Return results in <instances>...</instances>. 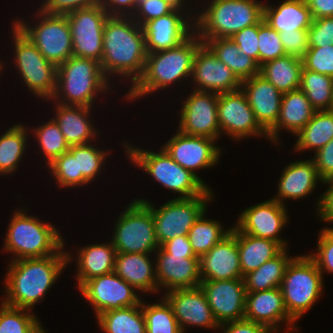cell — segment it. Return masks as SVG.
<instances>
[{
	"instance_id": "cell-1",
	"label": "cell",
	"mask_w": 333,
	"mask_h": 333,
	"mask_svg": "<svg viewBox=\"0 0 333 333\" xmlns=\"http://www.w3.org/2000/svg\"><path fill=\"white\" fill-rule=\"evenodd\" d=\"M147 52L145 36L132 16H108L103 28V57L100 62L106 78H130L132 86L141 77ZM109 74V75H108Z\"/></svg>"
},
{
	"instance_id": "cell-2",
	"label": "cell",
	"mask_w": 333,
	"mask_h": 333,
	"mask_svg": "<svg viewBox=\"0 0 333 333\" xmlns=\"http://www.w3.org/2000/svg\"><path fill=\"white\" fill-rule=\"evenodd\" d=\"M50 255L43 258L12 260L7 270L4 288L6 297L1 302L6 305L33 310L45 293L52 288L59 275L73 256ZM4 300V301H3Z\"/></svg>"
},
{
	"instance_id": "cell-3",
	"label": "cell",
	"mask_w": 333,
	"mask_h": 333,
	"mask_svg": "<svg viewBox=\"0 0 333 333\" xmlns=\"http://www.w3.org/2000/svg\"><path fill=\"white\" fill-rule=\"evenodd\" d=\"M203 41L194 32L175 48L147 53L143 74L130 87L126 98L135 100L154 91L165 89L192 75V67L198 48Z\"/></svg>"
},
{
	"instance_id": "cell-4",
	"label": "cell",
	"mask_w": 333,
	"mask_h": 333,
	"mask_svg": "<svg viewBox=\"0 0 333 333\" xmlns=\"http://www.w3.org/2000/svg\"><path fill=\"white\" fill-rule=\"evenodd\" d=\"M8 225L4 250L16 255L12 260L67 255L58 229L37 217L28 216L25 210L15 211Z\"/></svg>"
},
{
	"instance_id": "cell-5",
	"label": "cell",
	"mask_w": 333,
	"mask_h": 333,
	"mask_svg": "<svg viewBox=\"0 0 333 333\" xmlns=\"http://www.w3.org/2000/svg\"><path fill=\"white\" fill-rule=\"evenodd\" d=\"M110 82L99 62L71 56L57 68L56 91L51 100L59 99L57 103L62 105L92 108L97 93H106Z\"/></svg>"
},
{
	"instance_id": "cell-6",
	"label": "cell",
	"mask_w": 333,
	"mask_h": 333,
	"mask_svg": "<svg viewBox=\"0 0 333 333\" xmlns=\"http://www.w3.org/2000/svg\"><path fill=\"white\" fill-rule=\"evenodd\" d=\"M194 17L195 33L200 39L230 38L245 27L264 18V4L256 0H211Z\"/></svg>"
},
{
	"instance_id": "cell-7",
	"label": "cell",
	"mask_w": 333,
	"mask_h": 333,
	"mask_svg": "<svg viewBox=\"0 0 333 333\" xmlns=\"http://www.w3.org/2000/svg\"><path fill=\"white\" fill-rule=\"evenodd\" d=\"M123 144L130 162L132 161L163 187L179 193L176 198L200 196L208 189L194 174L175 162L163 148L158 152H150L130 146L128 143Z\"/></svg>"
},
{
	"instance_id": "cell-8",
	"label": "cell",
	"mask_w": 333,
	"mask_h": 333,
	"mask_svg": "<svg viewBox=\"0 0 333 333\" xmlns=\"http://www.w3.org/2000/svg\"><path fill=\"white\" fill-rule=\"evenodd\" d=\"M323 277L316 263L308 256H295L287 265L280 289L288 315L297 322L323 291Z\"/></svg>"
},
{
	"instance_id": "cell-9",
	"label": "cell",
	"mask_w": 333,
	"mask_h": 333,
	"mask_svg": "<svg viewBox=\"0 0 333 333\" xmlns=\"http://www.w3.org/2000/svg\"><path fill=\"white\" fill-rule=\"evenodd\" d=\"M114 226L111 242L116 253L151 254L160 248L151 209L143 201L132 200Z\"/></svg>"
},
{
	"instance_id": "cell-10",
	"label": "cell",
	"mask_w": 333,
	"mask_h": 333,
	"mask_svg": "<svg viewBox=\"0 0 333 333\" xmlns=\"http://www.w3.org/2000/svg\"><path fill=\"white\" fill-rule=\"evenodd\" d=\"M212 190L208 188L202 195L192 198H175L155 208L148 200L143 201L154 218L155 234L159 245L178 236H187L190 228L200 215L206 211L212 200Z\"/></svg>"
},
{
	"instance_id": "cell-11",
	"label": "cell",
	"mask_w": 333,
	"mask_h": 333,
	"mask_svg": "<svg viewBox=\"0 0 333 333\" xmlns=\"http://www.w3.org/2000/svg\"><path fill=\"white\" fill-rule=\"evenodd\" d=\"M15 65L28 89L46 100L56 91L57 66L49 62L34 43L13 24Z\"/></svg>"
},
{
	"instance_id": "cell-12",
	"label": "cell",
	"mask_w": 333,
	"mask_h": 333,
	"mask_svg": "<svg viewBox=\"0 0 333 333\" xmlns=\"http://www.w3.org/2000/svg\"><path fill=\"white\" fill-rule=\"evenodd\" d=\"M37 13V25L28 26L26 21L19 19L14 22L16 27L28 37L39 52L57 67L73 56L72 35L66 15ZM42 15V16H41Z\"/></svg>"
},
{
	"instance_id": "cell-13",
	"label": "cell",
	"mask_w": 333,
	"mask_h": 333,
	"mask_svg": "<svg viewBox=\"0 0 333 333\" xmlns=\"http://www.w3.org/2000/svg\"><path fill=\"white\" fill-rule=\"evenodd\" d=\"M108 16L101 4L66 14L71 29L73 56L101 62L103 28Z\"/></svg>"
},
{
	"instance_id": "cell-14",
	"label": "cell",
	"mask_w": 333,
	"mask_h": 333,
	"mask_svg": "<svg viewBox=\"0 0 333 333\" xmlns=\"http://www.w3.org/2000/svg\"><path fill=\"white\" fill-rule=\"evenodd\" d=\"M217 113L220 135L225 132L234 140L263 135L268 138V132L256 120L241 88L218 94Z\"/></svg>"
},
{
	"instance_id": "cell-15",
	"label": "cell",
	"mask_w": 333,
	"mask_h": 333,
	"mask_svg": "<svg viewBox=\"0 0 333 333\" xmlns=\"http://www.w3.org/2000/svg\"><path fill=\"white\" fill-rule=\"evenodd\" d=\"M114 271L86 281L80 288L85 299L93 306L96 317L103 312L138 305V293Z\"/></svg>"
},
{
	"instance_id": "cell-16",
	"label": "cell",
	"mask_w": 333,
	"mask_h": 333,
	"mask_svg": "<svg viewBox=\"0 0 333 333\" xmlns=\"http://www.w3.org/2000/svg\"><path fill=\"white\" fill-rule=\"evenodd\" d=\"M183 102L178 130L191 136L219 140L218 94L193 90Z\"/></svg>"
},
{
	"instance_id": "cell-17",
	"label": "cell",
	"mask_w": 333,
	"mask_h": 333,
	"mask_svg": "<svg viewBox=\"0 0 333 333\" xmlns=\"http://www.w3.org/2000/svg\"><path fill=\"white\" fill-rule=\"evenodd\" d=\"M215 141L217 140L187 135L178 130L162 148L175 162L189 170L209 188L197 175L196 169L213 167L219 161L221 149L214 144Z\"/></svg>"
},
{
	"instance_id": "cell-18",
	"label": "cell",
	"mask_w": 333,
	"mask_h": 333,
	"mask_svg": "<svg viewBox=\"0 0 333 333\" xmlns=\"http://www.w3.org/2000/svg\"><path fill=\"white\" fill-rule=\"evenodd\" d=\"M200 287L218 324L244 319L247 291L243 278L201 280Z\"/></svg>"
},
{
	"instance_id": "cell-19",
	"label": "cell",
	"mask_w": 333,
	"mask_h": 333,
	"mask_svg": "<svg viewBox=\"0 0 333 333\" xmlns=\"http://www.w3.org/2000/svg\"><path fill=\"white\" fill-rule=\"evenodd\" d=\"M287 213L285 205L270 199L243 210L235 227L241 233L270 239L286 248L287 242L279 234L289 221Z\"/></svg>"
},
{
	"instance_id": "cell-20",
	"label": "cell",
	"mask_w": 333,
	"mask_h": 333,
	"mask_svg": "<svg viewBox=\"0 0 333 333\" xmlns=\"http://www.w3.org/2000/svg\"><path fill=\"white\" fill-rule=\"evenodd\" d=\"M181 10L182 8L177 7L172 13L142 25L147 53L175 48L194 33V15L191 14L193 19L189 20L190 13L185 16Z\"/></svg>"
},
{
	"instance_id": "cell-21",
	"label": "cell",
	"mask_w": 333,
	"mask_h": 333,
	"mask_svg": "<svg viewBox=\"0 0 333 333\" xmlns=\"http://www.w3.org/2000/svg\"><path fill=\"white\" fill-rule=\"evenodd\" d=\"M191 78L197 85L193 90L216 94L238 90L242 84L237 75L205 43L196 52Z\"/></svg>"
},
{
	"instance_id": "cell-22",
	"label": "cell",
	"mask_w": 333,
	"mask_h": 333,
	"mask_svg": "<svg viewBox=\"0 0 333 333\" xmlns=\"http://www.w3.org/2000/svg\"><path fill=\"white\" fill-rule=\"evenodd\" d=\"M162 298L170 305L183 333L186 325L219 328L200 286L168 291Z\"/></svg>"
},
{
	"instance_id": "cell-23",
	"label": "cell",
	"mask_w": 333,
	"mask_h": 333,
	"mask_svg": "<svg viewBox=\"0 0 333 333\" xmlns=\"http://www.w3.org/2000/svg\"><path fill=\"white\" fill-rule=\"evenodd\" d=\"M201 280H232L243 278L237 247V228L221 239L199 258Z\"/></svg>"
},
{
	"instance_id": "cell-24",
	"label": "cell",
	"mask_w": 333,
	"mask_h": 333,
	"mask_svg": "<svg viewBox=\"0 0 333 333\" xmlns=\"http://www.w3.org/2000/svg\"><path fill=\"white\" fill-rule=\"evenodd\" d=\"M156 278L158 290L193 288L200 286V264L197 256H178L166 253L161 247L156 251Z\"/></svg>"
},
{
	"instance_id": "cell-25",
	"label": "cell",
	"mask_w": 333,
	"mask_h": 333,
	"mask_svg": "<svg viewBox=\"0 0 333 333\" xmlns=\"http://www.w3.org/2000/svg\"><path fill=\"white\" fill-rule=\"evenodd\" d=\"M244 318L264 325L273 333H278L279 323L284 321L287 324V329H290L286 333H291L292 330L297 329L293 325L295 321L285 309L280 287L247 292Z\"/></svg>"
},
{
	"instance_id": "cell-26",
	"label": "cell",
	"mask_w": 333,
	"mask_h": 333,
	"mask_svg": "<svg viewBox=\"0 0 333 333\" xmlns=\"http://www.w3.org/2000/svg\"><path fill=\"white\" fill-rule=\"evenodd\" d=\"M241 89L256 120L268 132L278 121L283 93L260 74L243 80Z\"/></svg>"
},
{
	"instance_id": "cell-27",
	"label": "cell",
	"mask_w": 333,
	"mask_h": 333,
	"mask_svg": "<svg viewBox=\"0 0 333 333\" xmlns=\"http://www.w3.org/2000/svg\"><path fill=\"white\" fill-rule=\"evenodd\" d=\"M317 181L323 182L312 159L289 163L282 171L278 183V195L272 199L281 205H284L285 199H302L312 194L318 184Z\"/></svg>"
},
{
	"instance_id": "cell-28",
	"label": "cell",
	"mask_w": 333,
	"mask_h": 333,
	"mask_svg": "<svg viewBox=\"0 0 333 333\" xmlns=\"http://www.w3.org/2000/svg\"><path fill=\"white\" fill-rule=\"evenodd\" d=\"M315 111L300 88L283 93L279 118L268 131V139L278 143L280 129H286L296 135L312 118Z\"/></svg>"
},
{
	"instance_id": "cell-29",
	"label": "cell",
	"mask_w": 333,
	"mask_h": 333,
	"mask_svg": "<svg viewBox=\"0 0 333 333\" xmlns=\"http://www.w3.org/2000/svg\"><path fill=\"white\" fill-rule=\"evenodd\" d=\"M147 253H116L114 272L135 290L158 291L156 267ZM153 264V265H152Z\"/></svg>"
},
{
	"instance_id": "cell-30",
	"label": "cell",
	"mask_w": 333,
	"mask_h": 333,
	"mask_svg": "<svg viewBox=\"0 0 333 333\" xmlns=\"http://www.w3.org/2000/svg\"><path fill=\"white\" fill-rule=\"evenodd\" d=\"M55 108L54 120L69 146L88 144L96 139L98 131L89 120L92 108L59 103Z\"/></svg>"
},
{
	"instance_id": "cell-31",
	"label": "cell",
	"mask_w": 333,
	"mask_h": 333,
	"mask_svg": "<svg viewBox=\"0 0 333 333\" xmlns=\"http://www.w3.org/2000/svg\"><path fill=\"white\" fill-rule=\"evenodd\" d=\"M263 19L278 33L308 30L313 21L305 0H285L277 8L264 3Z\"/></svg>"
},
{
	"instance_id": "cell-32",
	"label": "cell",
	"mask_w": 333,
	"mask_h": 333,
	"mask_svg": "<svg viewBox=\"0 0 333 333\" xmlns=\"http://www.w3.org/2000/svg\"><path fill=\"white\" fill-rule=\"evenodd\" d=\"M76 280L80 288L86 281L111 273L115 269L116 250L112 242L86 245L77 251Z\"/></svg>"
},
{
	"instance_id": "cell-33",
	"label": "cell",
	"mask_w": 333,
	"mask_h": 333,
	"mask_svg": "<svg viewBox=\"0 0 333 333\" xmlns=\"http://www.w3.org/2000/svg\"><path fill=\"white\" fill-rule=\"evenodd\" d=\"M237 247L242 277L277 256L284 248L270 239L241 233L237 229Z\"/></svg>"
},
{
	"instance_id": "cell-34",
	"label": "cell",
	"mask_w": 333,
	"mask_h": 333,
	"mask_svg": "<svg viewBox=\"0 0 333 333\" xmlns=\"http://www.w3.org/2000/svg\"><path fill=\"white\" fill-rule=\"evenodd\" d=\"M303 60L285 55L266 62L259 67V74L273 84L281 93L300 88Z\"/></svg>"
},
{
	"instance_id": "cell-35",
	"label": "cell",
	"mask_w": 333,
	"mask_h": 333,
	"mask_svg": "<svg viewBox=\"0 0 333 333\" xmlns=\"http://www.w3.org/2000/svg\"><path fill=\"white\" fill-rule=\"evenodd\" d=\"M201 40L241 81L259 74L258 64L251 57L240 52L238 45L231 38Z\"/></svg>"
},
{
	"instance_id": "cell-36",
	"label": "cell",
	"mask_w": 333,
	"mask_h": 333,
	"mask_svg": "<svg viewBox=\"0 0 333 333\" xmlns=\"http://www.w3.org/2000/svg\"><path fill=\"white\" fill-rule=\"evenodd\" d=\"M287 253V248H284L258 269L245 274L243 280L246 291L257 292L280 287L286 267L294 258Z\"/></svg>"
},
{
	"instance_id": "cell-37",
	"label": "cell",
	"mask_w": 333,
	"mask_h": 333,
	"mask_svg": "<svg viewBox=\"0 0 333 333\" xmlns=\"http://www.w3.org/2000/svg\"><path fill=\"white\" fill-rule=\"evenodd\" d=\"M294 136L298 137L294 145L295 151H318L333 138V111H315L307 124Z\"/></svg>"
},
{
	"instance_id": "cell-38",
	"label": "cell",
	"mask_w": 333,
	"mask_h": 333,
	"mask_svg": "<svg viewBox=\"0 0 333 333\" xmlns=\"http://www.w3.org/2000/svg\"><path fill=\"white\" fill-rule=\"evenodd\" d=\"M96 318L104 333H146L141 302L135 306L103 312Z\"/></svg>"
},
{
	"instance_id": "cell-39",
	"label": "cell",
	"mask_w": 333,
	"mask_h": 333,
	"mask_svg": "<svg viewBox=\"0 0 333 333\" xmlns=\"http://www.w3.org/2000/svg\"><path fill=\"white\" fill-rule=\"evenodd\" d=\"M26 132L27 127L18 123L0 136V174L2 176L17 170L27 145Z\"/></svg>"
},
{
	"instance_id": "cell-40",
	"label": "cell",
	"mask_w": 333,
	"mask_h": 333,
	"mask_svg": "<svg viewBox=\"0 0 333 333\" xmlns=\"http://www.w3.org/2000/svg\"><path fill=\"white\" fill-rule=\"evenodd\" d=\"M300 89L316 111L331 110L333 105V77L303 67Z\"/></svg>"
},
{
	"instance_id": "cell-41",
	"label": "cell",
	"mask_w": 333,
	"mask_h": 333,
	"mask_svg": "<svg viewBox=\"0 0 333 333\" xmlns=\"http://www.w3.org/2000/svg\"><path fill=\"white\" fill-rule=\"evenodd\" d=\"M206 211L195 221L194 225L190 228L188 239L197 257L209 252L221 239H223L230 231V229H223L222 224L218 221L207 220Z\"/></svg>"
},
{
	"instance_id": "cell-42",
	"label": "cell",
	"mask_w": 333,
	"mask_h": 333,
	"mask_svg": "<svg viewBox=\"0 0 333 333\" xmlns=\"http://www.w3.org/2000/svg\"><path fill=\"white\" fill-rule=\"evenodd\" d=\"M146 304L141 301L146 321V333H183L168 302Z\"/></svg>"
},
{
	"instance_id": "cell-43",
	"label": "cell",
	"mask_w": 333,
	"mask_h": 333,
	"mask_svg": "<svg viewBox=\"0 0 333 333\" xmlns=\"http://www.w3.org/2000/svg\"><path fill=\"white\" fill-rule=\"evenodd\" d=\"M1 303L0 333H36L42 327L35 314L28 312L30 310Z\"/></svg>"
},
{
	"instance_id": "cell-44",
	"label": "cell",
	"mask_w": 333,
	"mask_h": 333,
	"mask_svg": "<svg viewBox=\"0 0 333 333\" xmlns=\"http://www.w3.org/2000/svg\"><path fill=\"white\" fill-rule=\"evenodd\" d=\"M33 132H35L34 136L39 148L47 158V166L70 149L54 118H51V121L49 120L46 124L36 127Z\"/></svg>"
},
{
	"instance_id": "cell-45",
	"label": "cell",
	"mask_w": 333,
	"mask_h": 333,
	"mask_svg": "<svg viewBox=\"0 0 333 333\" xmlns=\"http://www.w3.org/2000/svg\"><path fill=\"white\" fill-rule=\"evenodd\" d=\"M69 151L74 157H77L78 174H82L88 182L95 180L101 172V167L109 153V151L98 149L91 143L70 146Z\"/></svg>"
},
{
	"instance_id": "cell-46",
	"label": "cell",
	"mask_w": 333,
	"mask_h": 333,
	"mask_svg": "<svg viewBox=\"0 0 333 333\" xmlns=\"http://www.w3.org/2000/svg\"><path fill=\"white\" fill-rule=\"evenodd\" d=\"M48 167L59 187L70 188L89 184L82 174H78L77 157L69 150L57 157Z\"/></svg>"
},
{
	"instance_id": "cell-47",
	"label": "cell",
	"mask_w": 333,
	"mask_h": 333,
	"mask_svg": "<svg viewBox=\"0 0 333 333\" xmlns=\"http://www.w3.org/2000/svg\"><path fill=\"white\" fill-rule=\"evenodd\" d=\"M259 67L286 55L279 33L264 19L258 24Z\"/></svg>"
},
{
	"instance_id": "cell-48",
	"label": "cell",
	"mask_w": 333,
	"mask_h": 333,
	"mask_svg": "<svg viewBox=\"0 0 333 333\" xmlns=\"http://www.w3.org/2000/svg\"><path fill=\"white\" fill-rule=\"evenodd\" d=\"M302 60L305 69L333 77V44L309 47Z\"/></svg>"
},
{
	"instance_id": "cell-49",
	"label": "cell",
	"mask_w": 333,
	"mask_h": 333,
	"mask_svg": "<svg viewBox=\"0 0 333 333\" xmlns=\"http://www.w3.org/2000/svg\"><path fill=\"white\" fill-rule=\"evenodd\" d=\"M318 237V252L308 256L316 263L323 276L324 271L333 272V227L323 228Z\"/></svg>"
},
{
	"instance_id": "cell-50",
	"label": "cell",
	"mask_w": 333,
	"mask_h": 333,
	"mask_svg": "<svg viewBox=\"0 0 333 333\" xmlns=\"http://www.w3.org/2000/svg\"><path fill=\"white\" fill-rule=\"evenodd\" d=\"M176 8L170 0H146L136 8L132 18L142 26L147 21L172 13Z\"/></svg>"
},
{
	"instance_id": "cell-51",
	"label": "cell",
	"mask_w": 333,
	"mask_h": 333,
	"mask_svg": "<svg viewBox=\"0 0 333 333\" xmlns=\"http://www.w3.org/2000/svg\"><path fill=\"white\" fill-rule=\"evenodd\" d=\"M309 47H324L333 44V17L313 19L308 29Z\"/></svg>"
},
{
	"instance_id": "cell-52",
	"label": "cell",
	"mask_w": 333,
	"mask_h": 333,
	"mask_svg": "<svg viewBox=\"0 0 333 333\" xmlns=\"http://www.w3.org/2000/svg\"><path fill=\"white\" fill-rule=\"evenodd\" d=\"M230 38L238 45L240 52L251 57L259 66L258 24L245 27Z\"/></svg>"
},
{
	"instance_id": "cell-53",
	"label": "cell",
	"mask_w": 333,
	"mask_h": 333,
	"mask_svg": "<svg viewBox=\"0 0 333 333\" xmlns=\"http://www.w3.org/2000/svg\"><path fill=\"white\" fill-rule=\"evenodd\" d=\"M102 0H44L39 7L46 14L66 15L69 12L101 4Z\"/></svg>"
},
{
	"instance_id": "cell-54",
	"label": "cell",
	"mask_w": 333,
	"mask_h": 333,
	"mask_svg": "<svg viewBox=\"0 0 333 333\" xmlns=\"http://www.w3.org/2000/svg\"><path fill=\"white\" fill-rule=\"evenodd\" d=\"M286 55L303 58L309 48L308 30L279 33Z\"/></svg>"
},
{
	"instance_id": "cell-55",
	"label": "cell",
	"mask_w": 333,
	"mask_h": 333,
	"mask_svg": "<svg viewBox=\"0 0 333 333\" xmlns=\"http://www.w3.org/2000/svg\"><path fill=\"white\" fill-rule=\"evenodd\" d=\"M312 160L323 181L333 177V138L315 152Z\"/></svg>"
},
{
	"instance_id": "cell-56",
	"label": "cell",
	"mask_w": 333,
	"mask_h": 333,
	"mask_svg": "<svg viewBox=\"0 0 333 333\" xmlns=\"http://www.w3.org/2000/svg\"><path fill=\"white\" fill-rule=\"evenodd\" d=\"M220 328L224 330L223 333H273L264 325L245 318L219 324Z\"/></svg>"
},
{
	"instance_id": "cell-57",
	"label": "cell",
	"mask_w": 333,
	"mask_h": 333,
	"mask_svg": "<svg viewBox=\"0 0 333 333\" xmlns=\"http://www.w3.org/2000/svg\"><path fill=\"white\" fill-rule=\"evenodd\" d=\"M322 183L329 184L330 186L323 192L322 196L316 203V211L320 219L325 222L333 223V177L324 180Z\"/></svg>"
},
{
	"instance_id": "cell-58",
	"label": "cell",
	"mask_w": 333,
	"mask_h": 333,
	"mask_svg": "<svg viewBox=\"0 0 333 333\" xmlns=\"http://www.w3.org/2000/svg\"><path fill=\"white\" fill-rule=\"evenodd\" d=\"M101 5L109 16H132L135 0H102Z\"/></svg>"
},
{
	"instance_id": "cell-59",
	"label": "cell",
	"mask_w": 333,
	"mask_h": 333,
	"mask_svg": "<svg viewBox=\"0 0 333 333\" xmlns=\"http://www.w3.org/2000/svg\"><path fill=\"white\" fill-rule=\"evenodd\" d=\"M166 253L178 256H196L188 236H178L160 246Z\"/></svg>"
},
{
	"instance_id": "cell-60",
	"label": "cell",
	"mask_w": 333,
	"mask_h": 333,
	"mask_svg": "<svg viewBox=\"0 0 333 333\" xmlns=\"http://www.w3.org/2000/svg\"><path fill=\"white\" fill-rule=\"evenodd\" d=\"M313 19L333 17V0H305Z\"/></svg>"
},
{
	"instance_id": "cell-61",
	"label": "cell",
	"mask_w": 333,
	"mask_h": 333,
	"mask_svg": "<svg viewBox=\"0 0 333 333\" xmlns=\"http://www.w3.org/2000/svg\"><path fill=\"white\" fill-rule=\"evenodd\" d=\"M170 1L179 8H182L183 5H184L183 7H185V3H184V2H186L185 0H170Z\"/></svg>"
},
{
	"instance_id": "cell-62",
	"label": "cell",
	"mask_w": 333,
	"mask_h": 333,
	"mask_svg": "<svg viewBox=\"0 0 333 333\" xmlns=\"http://www.w3.org/2000/svg\"><path fill=\"white\" fill-rule=\"evenodd\" d=\"M144 1H146V0H135V10H136V8H137L141 3H143Z\"/></svg>"
},
{
	"instance_id": "cell-63",
	"label": "cell",
	"mask_w": 333,
	"mask_h": 333,
	"mask_svg": "<svg viewBox=\"0 0 333 333\" xmlns=\"http://www.w3.org/2000/svg\"><path fill=\"white\" fill-rule=\"evenodd\" d=\"M43 328L44 327H41L36 333H46V331Z\"/></svg>"
},
{
	"instance_id": "cell-64",
	"label": "cell",
	"mask_w": 333,
	"mask_h": 333,
	"mask_svg": "<svg viewBox=\"0 0 333 333\" xmlns=\"http://www.w3.org/2000/svg\"><path fill=\"white\" fill-rule=\"evenodd\" d=\"M2 64L3 63L0 62V71H2V69H3V65Z\"/></svg>"
}]
</instances>
